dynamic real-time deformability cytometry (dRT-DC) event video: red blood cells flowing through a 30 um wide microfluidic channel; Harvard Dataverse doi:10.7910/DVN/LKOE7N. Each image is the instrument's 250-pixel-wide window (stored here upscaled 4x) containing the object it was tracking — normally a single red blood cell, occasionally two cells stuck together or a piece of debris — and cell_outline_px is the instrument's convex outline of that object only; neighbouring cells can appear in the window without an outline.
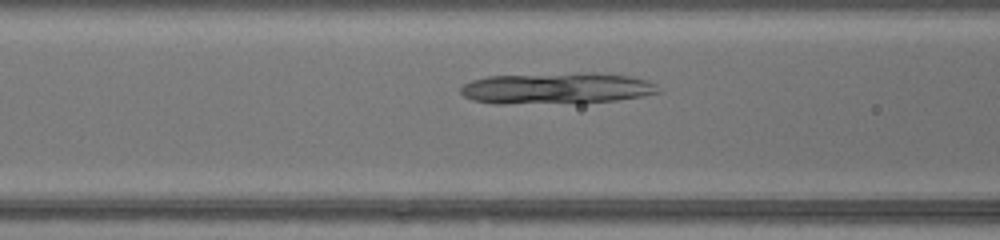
{"species": "common noctule bat (a hibernating species)", "species_latin": "Nyctalus noctula", "temperature_condition": "warm", "stored_images_in_passage": 34, "camera_frame_rate_fps": 3000, "um_per_image_px": 0.085, "animal": {"sex": "female", "body_mass_g": 17.0, "forearm_length_mm": 48.0}, "frame": {"image": 1, "passage_image": 11, "time_ms": 3.333, "image_size_px": [1000, 240], "cell_outline_px": [[660, 92], [640, 96], [616, 100], [580, 104], [496, 104], [472, 100], [464, 96], [460, 92], [460, 88], [464, 84], [472, 80], [488, 76], [588, 72], [628, 76], [644, 80], [656, 84]], "centroid_in_image_um": [47.27, 7.53], "position_along_channel_um": 119.3, "area_um2": 36.53}}
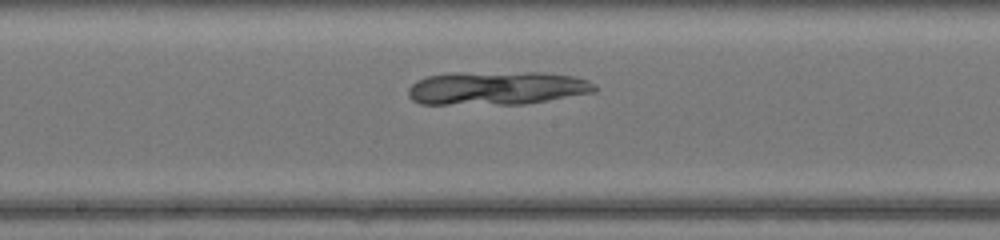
{"frame": {"image": 2, "passage_image": 17, "time_ms": 5.333, "image_size_px": [1000, 240], "cell_outline_px": [[596, 92], [524, 104], [420, 104], [412, 100], [408, 96], [408, 88], [416, 80], [428, 76], [448, 72], [540, 72], [572, 76], [588, 80], [596, 84]], "centroid_in_image_um": [42.2, 7.48], "position_along_channel_um": 206.0, "area_um2": 36.82}}
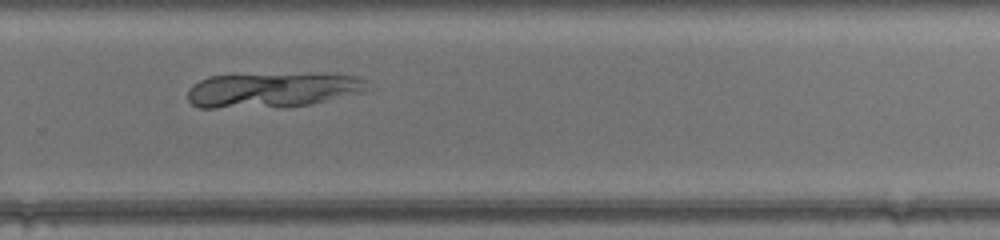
{"frame": {"image": 3, "passage_image": 24, "time_ms": 7.667, "image_size_px": [1000, 240], "cell_outline_px": [[360, 80], [356, 92], [308, 104], [284, 108], [200, 108], [192, 104], [188, 100], [188, 88], [192, 84], [208, 76], [308, 72], [328, 72], [352, 76]], "centroid_in_image_um": [22.92, 7.64], "position_along_channel_um": 306.9, "area_um2": 36.53}}